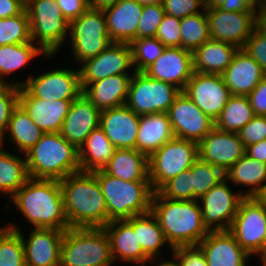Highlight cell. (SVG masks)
<instances>
[{
    "instance_id": "cell-1",
    "label": "cell",
    "mask_w": 266,
    "mask_h": 266,
    "mask_svg": "<svg viewBox=\"0 0 266 266\" xmlns=\"http://www.w3.org/2000/svg\"><path fill=\"white\" fill-rule=\"evenodd\" d=\"M10 199L33 228H70L59 180L29 178Z\"/></svg>"
},
{
    "instance_id": "cell-2",
    "label": "cell",
    "mask_w": 266,
    "mask_h": 266,
    "mask_svg": "<svg viewBox=\"0 0 266 266\" xmlns=\"http://www.w3.org/2000/svg\"><path fill=\"white\" fill-rule=\"evenodd\" d=\"M69 227L103 228L107 206L93 172L79 171L59 180Z\"/></svg>"
},
{
    "instance_id": "cell-3",
    "label": "cell",
    "mask_w": 266,
    "mask_h": 266,
    "mask_svg": "<svg viewBox=\"0 0 266 266\" xmlns=\"http://www.w3.org/2000/svg\"><path fill=\"white\" fill-rule=\"evenodd\" d=\"M151 212L173 249L197 245L209 232L198 200H170L157 191L152 197Z\"/></svg>"
},
{
    "instance_id": "cell-4",
    "label": "cell",
    "mask_w": 266,
    "mask_h": 266,
    "mask_svg": "<svg viewBox=\"0 0 266 266\" xmlns=\"http://www.w3.org/2000/svg\"><path fill=\"white\" fill-rule=\"evenodd\" d=\"M30 178L61 180L80 171L79 150L60 132L43 133L25 154Z\"/></svg>"
},
{
    "instance_id": "cell-5",
    "label": "cell",
    "mask_w": 266,
    "mask_h": 266,
    "mask_svg": "<svg viewBox=\"0 0 266 266\" xmlns=\"http://www.w3.org/2000/svg\"><path fill=\"white\" fill-rule=\"evenodd\" d=\"M93 173L105 197L107 224L151 211L154 190L150 182L123 181L108 175L103 169Z\"/></svg>"
},
{
    "instance_id": "cell-6",
    "label": "cell",
    "mask_w": 266,
    "mask_h": 266,
    "mask_svg": "<svg viewBox=\"0 0 266 266\" xmlns=\"http://www.w3.org/2000/svg\"><path fill=\"white\" fill-rule=\"evenodd\" d=\"M60 262L69 266L114 264L110 240L103 228H73L64 231Z\"/></svg>"
},
{
    "instance_id": "cell-7",
    "label": "cell",
    "mask_w": 266,
    "mask_h": 266,
    "mask_svg": "<svg viewBox=\"0 0 266 266\" xmlns=\"http://www.w3.org/2000/svg\"><path fill=\"white\" fill-rule=\"evenodd\" d=\"M25 9L32 42L37 43L47 55L56 56L69 35V22L58 4L55 0H26Z\"/></svg>"
},
{
    "instance_id": "cell-8",
    "label": "cell",
    "mask_w": 266,
    "mask_h": 266,
    "mask_svg": "<svg viewBox=\"0 0 266 266\" xmlns=\"http://www.w3.org/2000/svg\"><path fill=\"white\" fill-rule=\"evenodd\" d=\"M199 159L197 142L174 137L148 157L149 180L157 192L168 180L188 170Z\"/></svg>"
},
{
    "instance_id": "cell-9",
    "label": "cell",
    "mask_w": 266,
    "mask_h": 266,
    "mask_svg": "<svg viewBox=\"0 0 266 266\" xmlns=\"http://www.w3.org/2000/svg\"><path fill=\"white\" fill-rule=\"evenodd\" d=\"M72 58L78 65L100 54L113 42L103 10L88 8L69 23Z\"/></svg>"
},
{
    "instance_id": "cell-10",
    "label": "cell",
    "mask_w": 266,
    "mask_h": 266,
    "mask_svg": "<svg viewBox=\"0 0 266 266\" xmlns=\"http://www.w3.org/2000/svg\"><path fill=\"white\" fill-rule=\"evenodd\" d=\"M181 91L172 84L133 71L126 105L139 116L167 113Z\"/></svg>"
},
{
    "instance_id": "cell-11",
    "label": "cell",
    "mask_w": 266,
    "mask_h": 266,
    "mask_svg": "<svg viewBox=\"0 0 266 266\" xmlns=\"http://www.w3.org/2000/svg\"><path fill=\"white\" fill-rule=\"evenodd\" d=\"M22 87L31 97L43 100H75L82 94L78 69L55 68L41 73L39 76L30 74L26 80L14 82Z\"/></svg>"
},
{
    "instance_id": "cell-12",
    "label": "cell",
    "mask_w": 266,
    "mask_h": 266,
    "mask_svg": "<svg viewBox=\"0 0 266 266\" xmlns=\"http://www.w3.org/2000/svg\"><path fill=\"white\" fill-rule=\"evenodd\" d=\"M229 232L250 255H258L266 238V206L255 197H244Z\"/></svg>"
},
{
    "instance_id": "cell-13",
    "label": "cell",
    "mask_w": 266,
    "mask_h": 266,
    "mask_svg": "<svg viewBox=\"0 0 266 266\" xmlns=\"http://www.w3.org/2000/svg\"><path fill=\"white\" fill-rule=\"evenodd\" d=\"M243 198L242 191L232 192L226 179L202 195L198 201L207 230L229 231Z\"/></svg>"
},
{
    "instance_id": "cell-14",
    "label": "cell",
    "mask_w": 266,
    "mask_h": 266,
    "mask_svg": "<svg viewBox=\"0 0 266 266\" xmlns=\"http://www.w3.org/2000/svg\"><path fill=\"white\" fill-rule=\"evenodd\" d=\"M81 64L79 74L82 90L88 84L109 76L130 75L129 68L133 69L130 43L113 42L100 54Z\"/></svg>"
},
{
    "instance_id": "cell-15",
    "label": "cell",
    "mask_w": 266,
    "mask_h": 266,
    "mask_svg": "<svg viewBox=\"0 0 266 266\" xmlns=\"http://www.w3.org/2000/svg\"><path fill=\"white\" fill-rule=\"evenodd\" d=\"M167 113L176 138L199 143L215 127V121L183 91L176 96Z\"/></svg>"
},
{
    "instance_id": "cell-16",
    "label": "cell",
    "mask_w": 266,
    "mask_h": 266,
    "mask_svg": "<svg viewBox=\"0 0 266 266\" xmlns=\"http://www.w3.org/2000/svg\"><path fill=\"white\" fill-rule=\"evenodd\" d=\"M210 39L242 49L255 29L256 12H227L220 8H205Z\"/></svg>"
},
{
    "instance_id": "cell-17",
    "label": "cell",
    "mask_w": 266,
    "mask_h": 266,
    "mask_svg": "<svg viewBox=\"0 0 266 266\" xmlns=\"http://www.w3.org/2000/svg\"><path fill=\"white\" fill-rule=\"evenodd\" d=\"M183 92L213 121L219 117L231 96L222 75L195 71Z\"/></svg>"
},
{
    "instance_id": "cell-18",
    "label": "cell",
    "mask_w": 266,
    "mask_h": 266,
    "mask_svg": "<svg viewBox=\"0 0 266 266\" xmlns=\"http://www.w3.org/2000/svg\"><path fill=\"white\" fill-rule=\"evenodd\" d=\"M6 227L21 235L26 266H57L60 263L63 230L33 228L27 240L22 229L14 223L10 222Z\"/></svg>"
},
{
    "instance_id": "cell-19",
    "label": "cell",
    "mask_w": 266,
    "mask_h": 266,
    "mask_svg": "<svg viewBox=\"0 0 266 266\" xmlns=\"http://www.w3.org/2000/svg\"><path fill=\"white\" fill-rule=\"evenodd\" d=\"M199 158L220 168L224 173L244 154L238 133L213 128L199 143Z\"/></svg>"
},
{
    "instance_id": "cell-20",
    "label": "cell",
    "mask_w": 266,
    "mask_h": 266,
    "mask_svg": "<svg viewBox=\"0 0 266 266\" xmlns=\"http://www.w3.org/2000/svg\"><path fill=\"white\" fill-rule=\"evenodd\" d=\"M144 72L153 79L172 84L184 91L194 73L192 51L182 47H166L162 55Z\"/></svg>"
},
{
    "instance_id": "cell-21",
    "label": "cell",
    "mask_w": 266,
    "mask_h": 266,
    "mask_svg": "<svg viewBox=\"0 0 266 266\" xmlns=\"http://www.w3.org/2000/svg\"><path fill=\"white\" fill-rule=\"evenodd\" d=\"M140 116L126 104L100 113V127L116 149H136Z\"/></svg>"
},
{
    "instance_id": "cell-22",
    "label": "cell",
    "mask_w": 266,
    "mask_h": 266,
    "mask_svg": "<svg viewBox=\"0 0 266 266\" xmlns=\"http://www.w3.org/2000/svg\"><path fill=\"white\" fill-rule=\"evenodd\" d=\"M110 240L113 261L145 266L150 260L144 253L134 230V216L128 220L110 221L103 227Z\"/></svg>"
},
{
    "instance_id": "cell-23",
    "label": "cell",
    "mask_w": 266,
    "mask_h": 266,
    "mask_svg": "<svg viewBox=\"0 0 266 266\" xmlns=\"http://www.w3.org/2000/svg\"><path fill=\"white\" fill-rule=\"evenodd\" d=\"M197 245L207 266H246L251 259L229 231H209Z\"/></svg>"
},
{
    "instance_id": "cell-24",
    "label": "cell",
    "mask_w": 266,
    "mask_h": 266,
    "mask_svg": "<svg viewBox=\"0 0 266 266\" xmlns=\"http://www.w3.org/2000/svg\"><path fill=\"white\" fill-rule=\"evenodd\" d=\"M73 100H43L31 97L22 87L19 105L43 133L60 132Z\"/></svg>"
},
{
    "instance_id": "cell-25",
    "label": "cell",
    "mask_w": 266,
    "mask_h": 266,
    "mask_svg": "<svg viewBox=\"0 0 266 266\" xmlns=\"http://www.w3.org/2000/svg\"><path fill=\"white\" fill-rule=\"evenodd\" d=\"M101 111L82 93L73 100L65 117L61 135L78 150L87 136L100 126Z\"/></svg>"
},
{
    "instance_id": "cell-26",
    "label": "cell",
    "mask_w": 266,
    "mask_h": 266,
    "mask_svg": "<svg viewBox=\"0 0 266 266\" xmlns=\"http://www.w3.org/2000/svg\"><path fill=\"white\" fill-rule=\"evenodd\" d=\"M144 6L134 0H119L103 12L112 42L131 43L137 39V28Z\"/></svg>"
},
{
    "instance_id": "cell-27",
    "label": "cell",
    "mask_w": 266,
    "mask_h": 266,
    "mask_svg": "<svg viewBox=\"0 0 266 266\" xmlns=\"http://www.w3.org/2000/svg\"><path fill=\"white\" fill-rule=\"evenodd\" d=\"M221 75L231 95L248 96L266 74L248 53L238 49Z\"/></svg>"
},
{
    "instance_id": "cell-28",
    "label": "cell",
    "mask_w": 266,
    "mask_h": 266,
    "mask_svg": "<svg viewBox=\"0 0 266 266\" xmlns=\"http://www.w3.org/2000/svg\"><path fill=\"white\" fill-rule=\"evenodd\" d=\"M131 75H114L88 84L82 93L100 111L126 104Z\"/></svg>"
},
{
    "instance_id": "cell-29",
    "label": "cell",
    "mask_w": 266,
    "mask_h": 266,
    "mask_svg": "<svg viewBox=\"0 0 266 266\" xmlns=\"http://www.w3.org/2000/svg\"><path fill=\"white\" fill-rule=\"evenodd\" d=\"M174 137L168 113L141 115L136 150L149 157Z\"/></svg>"
},
{
    "instance_id": "cell-30",
    "label": "cell",
    "mask_w": 266,
    "mask_h": 266,
    "mask_svg": "<svg viewBox=\"0 0 266 266\" xmlns=\"http://www.w3.org/2000/svg\"><path fill=\"white\" fill-rule=\"evenodd\" d=\"M103 170L123 181L150 182L148 156L136 149H116Z\"/></svg>"
},
{
    "instance_id": "cell-31",
    "label": "cell",
    "mask_w": 266,
    "mask_h": 266,
    "mask_svg": "<svg viewBox=\"0 0 266 266\" xmlns=\"http://www.w3.org/2000/svg\"><path fill=\"white\" fill-rule=\"evenodd\" d=\"M238 49L234 45L210 39L192 52L193 69L203 74L221 75L231 64Z\"/></svg>"
},
{
    "instance_id": "cell-32",
    "label": "cell",
    "mask_w": 266,
    "mask_h": 266,
    "mask_svg": "<svg viewBox=\"0 0 266 266\" xmlns=\"http://www.w3.org/2000/svg\"><path fill=\"white\" fill-rule=\"evenodd\" d=\"M115 150L104 130L100 126L97 127L79 148L80 171L94 172L104 169Z\"/></svg>"
},
{
    "instance_id": "cell-33",
    "label": "cell",
    "mask_w": 266,
    "mask_h": 266,
    "mask_svg": "<svg viewBox=\"0 0 266 266\" xmlns=\"http://www.w3.org/2000/svg\"><path fill=\"white\" fill-rule=\"evenodd\" d=\"M225 179L236 186L247 187L244 197H255L266 184V163L244 154L226 171Z\"/></svg>"
},
{
    "instance_id": "cell-34",
    "label": "cell",
    "mask_w": 266,
    "mask_h": 266,
    "mask_svg": "<svg viewBox=\"0 0 266 266\" xmlns=\"http://www.w3.org/2000/svg\"><path fill=\"white\" fill-rule=\"evenodd\" d=\"M41 54L45 59L54 57V55H47L39 45H35L32 41L0 46V84L14 85V82L6 81V76L13 74L14 71L16 72L18 69H22V67L26 66V64L28 65L33 58Z\"/></svg>"
},
{
    "instance_id": "cell-35",
    "label": "cell",
    "mask_w": 266,
    "mask_h": 266,
    "mask_svg": "<svg viewBox=\"0 0 266 266\" xmlns=\"http://www.w3.org/2000/svg\"><path fill=\"white\" fill-rule=\"evenodd\" d=\"M13 155L0 146V192L11 198L30 178L26 158Z\"/></svg>"
},
{
    "instance_id": "cell-36",
    "label": "cell",
    "mask_w": 266,
    "mask_h": 266,
    "mask_svg": "<svg viewBox=\"0 0 266 266\" xmlns=\"http://www.w3.org/2000/svg\"><path fill=\"white\" fill-rule=\"evenodd\" d=\"M134 230L137 233V238L141 244L143 253L153 262L162 255L161 246L167 243L169 248L173 250L151 211L146 214L134 216Z\"/></svg>"
},
{
    "instance_id": "cell-37",
    "label": "cell",
    "mask_w": 266,
    "mask_h": 266,
    "mask_svg": "<svg viewBox=\"0 0 266 266\" xmlns=\"http://www.w3.org/2000/svg\"><path fill=\"white\" fill-rule=\"evenodd\" d=\"M9 131V132H8ZM8 141L17 146L19 153L26 154L41 138L43 132L18 104L13 110L6 130Z\"/></svg>"
},
{
    "instance_id": "cell-38",
    "label": "cell",
    "mask_w": 266,
    "mask_h": 266,
    "mask_svg": "<svg viewBox=\"0 0 266 266\" xmlns=\"http://www.w3.org/2000/svg\"><path fill=\"white\" fill-rule=\"evenodd\" d=\"M255 117L248 96L231 95L215 120V128L232 133H238Z\"/></svg>"
},
{
    "instance_id": "cell-39",
    "label": "cell",
    "mask_w": 266,
    "mask_h": 266,
    "mask_svg": "<svg viewBox=\"0 0 266 266\" xmlns=\"http://www.w3.org/2000/svg\"><path fill=\"white\" fill-rule=\"evenodd\" d=\"M181 47L194 51L210 40L209 22L206 10L181 19Z\"/></svg>"
},
{
    "instance_id": "cell-40",
    "label": "cell",
    "mask_w": 266,
    "mask_h": 266,
    "mask_svg": "<svg viewBox=\"0 0 266 266\" xmlns=\"http://www.w3.org/2000/svg\"><path fill=\"white\" fill-rule=\"evenodd\" d=\"M191 176L192 200H198L225 179V173L220 168L200 158L191 166Z\"/></svg>"
},
{
    "instance_id": "cell-41",
    "label": "cell",
    "mask_w": 266,
    "mask_h": 266,
    "mask_svg": "<svg viewBox=\"0 0 266 266\" xmlns=\"http://www.w3.org/2000/svg\"><path fill=\"white\" fill-rule=\"evenodd\" d=\"M134 71L144 72L166 48L156 37L134 39L131 43Z\"/></svg>"
},
{
    "instance_id": "cell-42",
    "label": "cell",
    "mask_w": 266,
    "mask_h": 266,
    "mask_svg": "<svg viewBox=\"0 0 266 266\" xmlns=\"http://www.w3.org/2000/svg\"><path fill=\"white\" fill-rule=\"evenodd\" d=\"M31 41L29 17L26 9L16 16L0 19V46Z\"/></svg>"
},
{
    "instance_id": "cell-43",
    "label": "cell",
    "mask_w": 266,
    "mask_h": 266,
    "mask_svg": "<svg viewBox=\"0 0 266 266\" xmlns=\"http://www.w3.org/2000/svg\"><path fill=\"white\" fill-rule=\"evenodd\" d=\"M0 266H26L21 235L6 226L0 229Z\"/></svg>"
},
{
    "instance_id": "cell-44",
    "label": "cell",
    "mask_w": 266,
    "mask_h": 266,
    "mask_svg": "<svg viewBox=\"0 0 266 266\" xmlns=\"http://www.w3.org/2000/svg\"><path fill=\"white\" fill-rule=\"evenodd\" d=\"M19 91L13 84H0V146L5 144L11 114L19 104Z\"/></svg>"
},
{
    "instance_id": "cell-45",
    "label": "cell",
    "mask_w": 266,
    "mask_h": 266,
    "mask_svg": "<svg viewBox=\"0 0 266 266\" xmlns=\"http://www.w3.org/2000/svg\"><path fill=\"white\" fill-rule=\"evenodd\" d=\"M158 192L170 200H192L191 168L168 180Z\"/></svg>"
},
{
    "instance_id": "cell-46",
    "label": "cell",
    "mask_w": 266,
    "mask_h": 266,
    "mask_svg": "<svg viewBox=\"0 0 266 266\" xmlns=\"http://www.w3.org/2000/svg\"><path fill=\"white\" fill-rule=\"evenodd\" d=\"M164 15L165 11L162 3L144 5L137 28V39L155 37Z\"/></svg>"
},
{
    "instance_id": "cell-47",
    "label": "cell",
    "mask_w": 266,
    "mask_h": 266,
    "mask_svg": "<svg viewBox=\"0 0 266 266\" xmlns=\"http://www.w3.org/2000/svg\"><path fill=\"white\" fill-rule=\"evenodd\" d=\"M181 19L165 14L155 37L169 48L181 47Z\"/></svg>"
},
{
    "instance_id": "cell-48",
    "label": "cell",
    "mask_w": 266,
    "mask_h": 266,
    "mask_svg": "<svg viewBox=\"0 0 266 266\" xmlns=\"http://www.w3.org/2000/svg\"><path fill=\"white\" fill-rule=\"evenodd\" d=\"M162 4L165 14L179 19L203 12L206 8L204 0H163Z\"/></svg>"
},
{
    "instance_id": "cell-49",
    "label": "cell",
    "mask_w": 266,
    "mask_h": 266,
    "mask_svg": "<svg viewBox=\"0 0 266 266\" xmlns=\"http://www.w3.org/2000/svg\"><path fill=\"white\" fill-rule=\"evenodd\" d=\"M244 147L266 139V116L255 115L239 132Z\"/></svg>"
},
{
    "instance_id": "cell-50",
    "label": "cell",
    "mask_w": 266,
    "mask_h": 266,
    "mask_svg": "<svg viewBox=\"0 0 266 266\" xmlns=\"http://www.w3.org/2000/svg\"><path fill=\"white\" fill-rule=\"evenodd\" d=\"M179 266H207L202 249L198 245L179 246L171 252Z\"/></svg>"
},
{
    "instance_id": "cell-51",
    "label": "cell",
    "mask_w": 266,
    "mask_h": 266,
    "mask_svg": "<svg viewBox=\"0 0 266 266\" xmlns=\"http://www.w3.org/2000/svg\"><path fill=\"white\" fill-rule=\"evenodd\" d=\"M242 49L260 65L266 74V37L254 29Z\"/></svg>"
},
{
    "instance_id": "cell-52",
    "label": "cell",
    "mask_w": 266,
    "mask_h": 266,
    "mask_svg": "<svg viewBox=\"0 0 266 266\" xmlns=\"http://www.w3.org/2000/svg\"><path fill=\"white\" fill-rule=\"evenodd\" d=\"M206 8H220L227 12H256L259 0H208Z\"/></svg>"
},
{
    "instance_id": "cell-53",
    "label": "cell",
    "mask_w": 266,
    "mask_h": 266,
    "mask_svg": "<svg viewBox=\"0 0 266 266\" xmlns=\"http://www.w3.org/2000/svg\"><path fill=\"white\" fill-rule=\"evenodd\" d=\"M64 18L70 23L89 8L88 0H55Z\"/></svg>"
},
{
    "instance_id": "cell-54",
    "label": "cell",
    "mask_w": 266,
    "mask_h": 266,
    "mask_svg": "<svg viewBox=\"0 0 266 266\" xmlns=\"http://www.w3.org/2000/svg\"><path fill=\"white\" fill-rule=\"evenodd\" d=\"M255 115L266 116V75L248 95Z\"/></svg>"
},
{
    "instance_id": "cell-55",
    "label": "cell",
    "mask_w": 266,
    "mask_h": 266,
    "mask_svg": "<svg viewBox=\"0 0 266 266\" xmlns=\"http://www.w3.org/2000/svg\"><path fill=\"white\" fill-rule=\"evenodd\" d=\"M26 8V0H0V19L21 14Z\"/></svg>"
},
{
    "instance_id": "cell-56",
    "label": "cell",
    "mask_w": 266,
    "mask_h": 266,
    "mask_svg": "<svg viewBox=\"0 0 266 266\" xmlns=\"http://www.w3.org/2000/svg\"><path fill=\"white\" fill-rule=\"evenodd\" d=\"M245 154L259 162L266 163V139L246 146Z\"/></svg>"
},
{
    "instance_id": "cell-57",
    "label": "cell",
    "mask_w": 266,
    "mask_h": 266,
    "mask_svg": "<svg viewBox=\"0 0 266 266\" xmlns=\"http://www.w3.org/2000/svg\"><path fill=\"white\" fill-rule=\"evenodd\" d=\"M255 29L266 37V13L257 9L255 14Z\"/></svg>"
},
{
    "instance_id": "cell-58",
    "label": "cell",
    "mask_w": 266,
    "mask_h": 266,
    "mask_svg": "<svg viewBox=\"0 0 266 266\" xmlns=\"http://www.w3.org/2000/svg\"><path fill=\"white\" fill-rule=\"evenodd\" d=\"M119 0H88L89 8L103 10L116 4Z\"/></svg>"
},
{
    "instance_id": "cell-59",
    "label": "cell",
    "mask_w": 266,
    "mask_h": 266,
    "mask_svg": "<svg viewBox=\"0 0 266 266\" xmlns=\"http://www.w3.org/2000/svg\"><path fill=\"white\" fill-rule=\"evenodd\" d=\"M171 259H174V260L173 261L172 260L171 261L170 260H166V261L162 260L161 261L159 259H156L155 261L157 262V260H158V262H157V264L155 266H179V264H178V262L176 261L175 258H173L171 256Z\"/></svg>"
},
{
    "instance_id": "cell-60",
    "label": "cell",
    "mask_w": 266,
    "mask_h": 266,
    "mask_svg": "<svg viewBox=\"0 0 266 266\" xmlns=\"http://www.w3.org/2000/svg\"><path fill=\"white\" fill-rule=\"evenodd\" d=\"M134 1L144 6V5L162 3L163 0H134Z\"/></svg>"
},
{
    "instance_id": "cell-61",
    "label": "cell",
    "mask_w": 266,
    "mask_h": 266,
    "mask_svg": "<svg viewBox=\"0 0 266 266\" xmlns=\"http://www.w3.org/2000/svg\"><path fill=\"white\" fill-rule=\"evenodd\" d=\"M258 257H259V261H266V238L263 243L262 249L260 253L258 254Z\"/></svg>"
},
{
    "instance_id": "cell-62",
    "label": "cell",
    "mask_w": 266,
    "mask_h": 266,
    "mask_svg": "<svg viewBox=\"0 0 266 266\" xmlns=\"http://www.w3.org/2000/svg\"><path fill=\"white\" fill-rule=\"evenodd\" d=\"M262 13H266V0H259V8Z\"/></svg>"
},
{
    "instance_id": "cell-63",
    "label": "cell",
    "mask_w": 266,
    "mask_h": 266,
    "mask_svg": "<svg viewBox=\"0 0 266 266\" xmlns=\"http://www.w3.org/2000/svg\"><path fill=\"white\" fill-rule=\"evenodd\" d=\"M57 266H69V265H65L62 262H60Z\"/></svg>"
},
{
    "instance_id": "cell-64",
    "label": "cell",
    "mask_w": 266,
    "mask_h": 266,
    "mask_svg": "<svg viewBox=\"0 0 266 266\" xmlns=\"http://www.w3.org/2000/svg\"><path fill=\"white\" fill-rule=\"evenodd\" d=\"M261 262V266H266V261H260Z\"/></svg>"
}]
</instances>
